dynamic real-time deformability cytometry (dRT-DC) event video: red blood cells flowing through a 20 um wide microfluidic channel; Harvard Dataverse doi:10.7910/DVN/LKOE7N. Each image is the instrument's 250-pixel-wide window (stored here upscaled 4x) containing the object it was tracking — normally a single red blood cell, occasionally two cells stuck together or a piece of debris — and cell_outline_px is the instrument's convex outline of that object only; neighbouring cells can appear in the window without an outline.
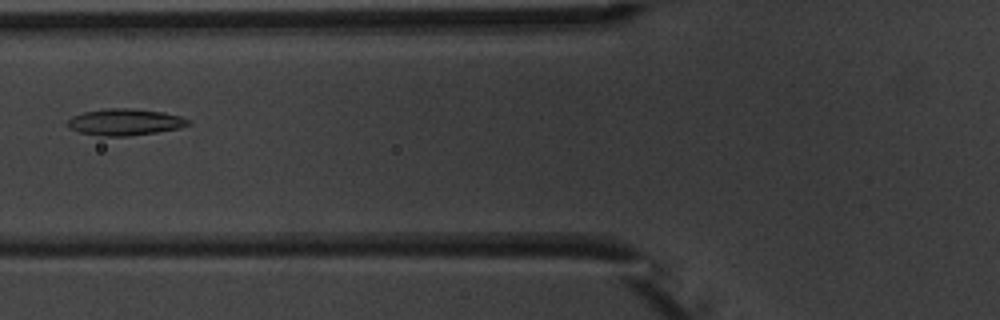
{"species": "common noctule bat (a hibernating species)", "species_latin": "Nyctalus noctula", "temperature_condition": "warm", "stored_images_in_passage": 2, "camera_frame_rate_fps": 3000, "um_per_image_px": 0.085, "animal": {"sex": "male", "body_mass_g": 20.1, "forearm_length_mm": 53.5}, "frame": {"image": 1, "passage_image": 2, "time_ms": 1.0, "image_size_px": [1000, 320], "cell_outline_px": [[192, 124], [180, 128], [156, 132], [128, 136], [100, 136], [80, 132], [68, 128], [64, 124], [72, 116], [84, 112], [108, 108], [128, 108], [164, 112], [180, 116], [188, 120]], "centroid_in_image_um": [10.59, 10.38], "position_along_channel_um": 115.2, "area_um2": 18.73}}